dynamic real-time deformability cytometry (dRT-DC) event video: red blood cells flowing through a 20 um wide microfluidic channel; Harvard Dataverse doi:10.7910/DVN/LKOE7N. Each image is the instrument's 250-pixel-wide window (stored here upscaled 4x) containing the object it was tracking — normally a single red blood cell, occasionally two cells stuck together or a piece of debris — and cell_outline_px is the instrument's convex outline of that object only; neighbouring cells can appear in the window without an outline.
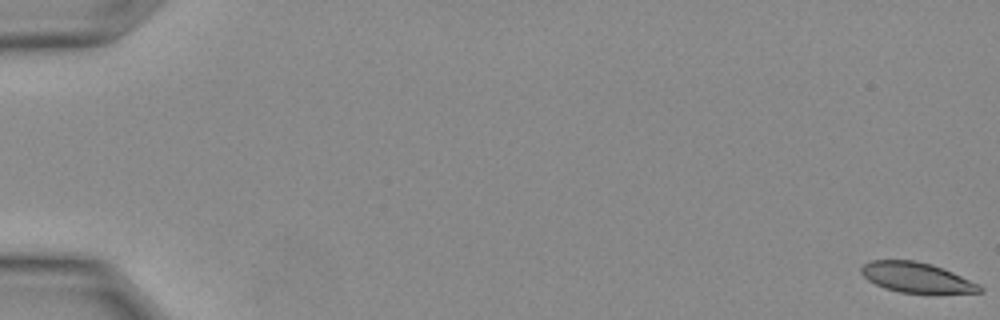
{"species": "Egyptian fruit bat (a non-hibernating species)", "species_latin": "Rousettus aegyptiacus", "temperature_condition": "warm", "stored_images_in_passage": 9, "camera_frame_rate_fps": 3000, "um_per_image_px": 0.085, "animal": {"sex": "female"}, "frame": {"image": 1, "passage_image": 1, "time_ms": 0.0, "image_size_px": [1000, 320], "cell_outline_px": [[984, 292], [932, 296], [900, 292], [884, 288], [868, 280], [860, 272], [860, 268], [864, 264], [872, 260], [912, 260], [932, 264], [952, 272], [980, 284], [984, 288]], "centroid_in_image_um": [78.0, 23.65], "position_along_channel_um": 7.0, "area_um2": 21.68}}